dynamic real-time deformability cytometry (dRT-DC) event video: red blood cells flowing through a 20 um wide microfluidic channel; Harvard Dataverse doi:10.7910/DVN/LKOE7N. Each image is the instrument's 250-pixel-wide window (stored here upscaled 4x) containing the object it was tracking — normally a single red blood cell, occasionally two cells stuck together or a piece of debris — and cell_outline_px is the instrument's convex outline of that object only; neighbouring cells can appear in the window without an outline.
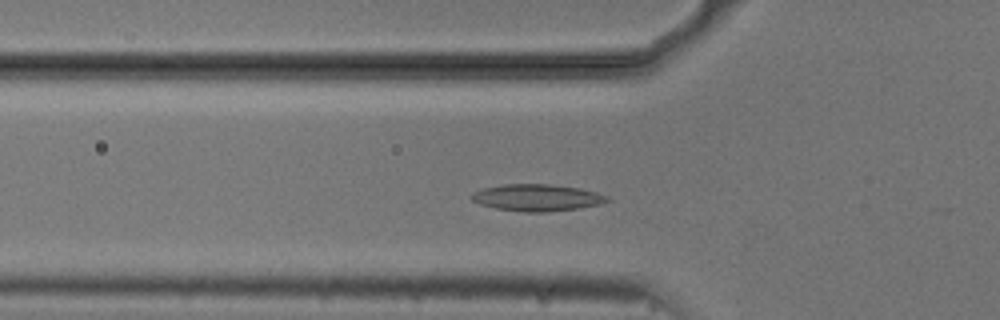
{"species": "common noctule bat (a hibernating species)", "species_latin": "Nyctalus noctula", "temperature_condition": "cold", "stored_images_in_passage": 44, "camera_frame_rate_fps": 3000, "um_per_image_px": 0.085, "animal": {"sex": "male", "body_mass_g": 20.5, "forearm_length_mm": 52.5}, "frame": {"image": 1, "passage_image": 8, "time_ms": 2.333, "image_size_px": [1000, 320], "cell_outline_px": [[612, 200], [600, 204], [580, 208], [544, 212], [524, 212], [496, 208], [480, 204], [472, 200], [472, 196], [476, 192], [484, 188], [504, 184], [552, 184], [580, 188], [596, 192], [608, 196]], "centroid_in_image_um": [45.71, 16.8], "position_along_channel_um": 80.1, "area_um2": 21.1}}
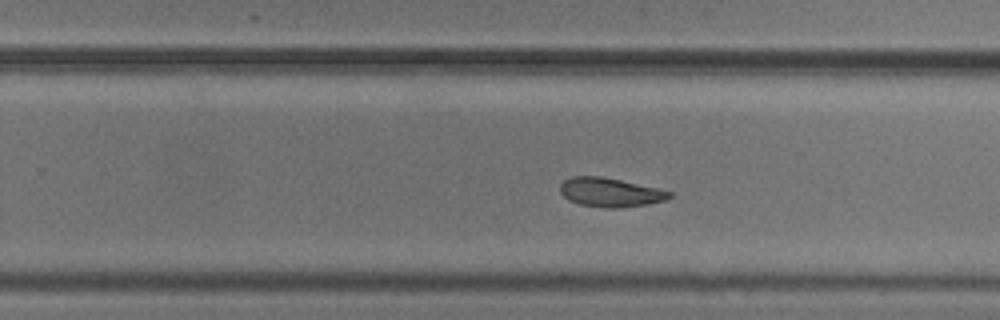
{"frame": {"image": 2, "passage_image": 24, "time_ms": 7.667, "image_size_px": [1000, 320], "cell_outline_px": [[672, 196], [664, 200], [648, 204], [616, 208], [604, 208], [580, 204], [568, 200], [560, 192], [560, 184], [564, 180], [572, 176], [600, 176], [620, 180], [656, 188], [672, 192]], "centroid_in_image_um": [51.83, 16.35], "position_along_channel_um": 278.0, "area_um2": 18.32}}
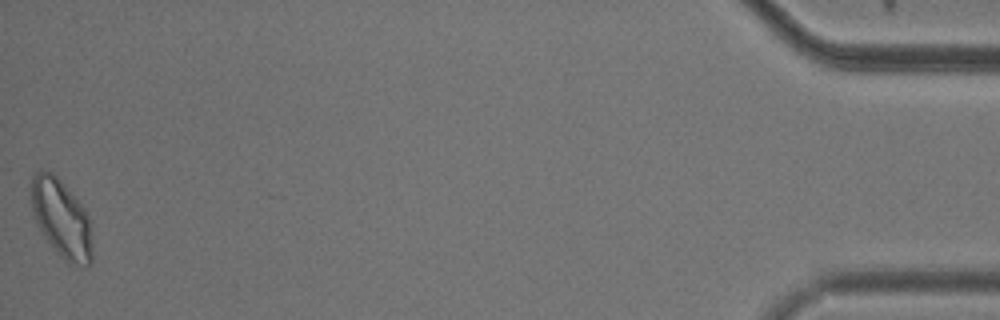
{"frame": {"image": 3, "passage_image": 44, "time_ms": 14.333, "image_size_px": [1000, 320], "cell_outline_px": [[92, 264], [88, 268], [84, 268], [68, 264], [60, 256], [44, 236], [36, 224], [32, 208], [32, 176], [40, 168], [52, 172], [60, 180], [84, 208], [88, 216], [92, 248]], "centroid_in_image_um": [5.23, 18.63], "position_along_channel_um": 430.0, "area_um2": 27.86}, "authors_computed_cell_mechanics": {"area_um2": 19.2474, "velocity_mm_per_s": 3.6995, "shape_relaxation_time_tau1_ms": 4.712, "shape_relaxation_time_tau2_ms": 2.6476, "deformation_change_tau1": 0.1201, "deformation_change_tau2": 0.083}}